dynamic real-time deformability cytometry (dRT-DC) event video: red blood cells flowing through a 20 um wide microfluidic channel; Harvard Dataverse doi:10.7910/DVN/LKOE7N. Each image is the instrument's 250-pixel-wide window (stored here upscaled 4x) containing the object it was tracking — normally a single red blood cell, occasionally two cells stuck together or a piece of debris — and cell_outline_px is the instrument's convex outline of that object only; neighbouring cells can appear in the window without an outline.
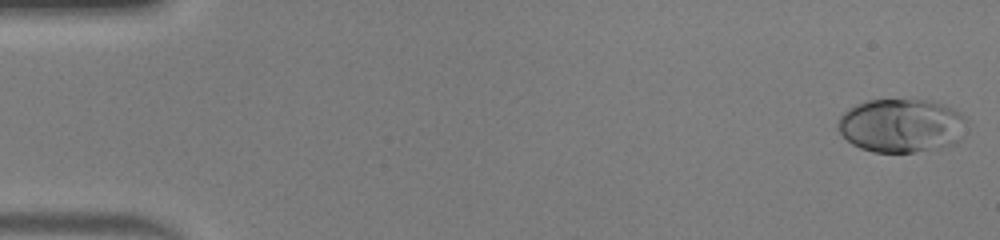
{"species": "human", "species_latin": "Homo sapiens", "temperature_condition": "warm", "stored_images_in_passage": 50, "camera_frame_rate_fps": 3000, "um_per_image_px": 0.085, "donor": {"sex": "male"}, "frame": {"image": 1, "passage_image": 1, "time_ms": 0.0, "image_size_px": [1000, 240], "cell_outline_px": [[968, 120], [960, 140], [956, 144], [944, 148], [912, 152], [872, 152], [860, 148], [852, 144], [840, 132], [836, 124], [840, 116], [848, 108], [856, 104], [868, 100], [932, 100], [956, 108], [968, 116]], "centroid_in_image_um": [76.69, 10.67], "position_along_channel_um": 8.3, "area_um2": 41.1}}
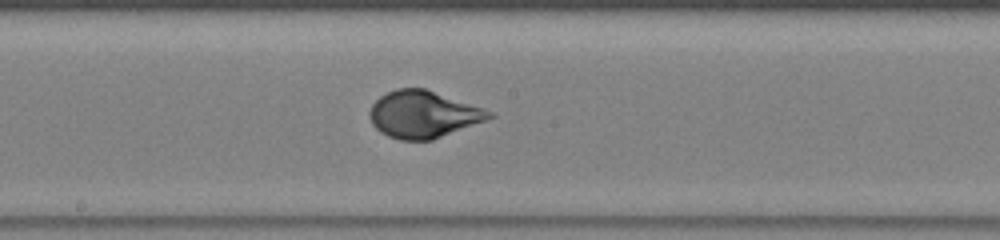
{"frame": {"image": 2, "passage_image": 27, "time_ms": 8.667, "image_size_px": [1000, 240], "cell_outline_px": [[496, 116], [432, 140], [400, 140], [388, 136], [380, 132], [372, 124], [368, 116], [368, 112], [372, 104], [380, 96], [396, 88], [424, 88], [492, 112]], "centroid_in_image_um": [35.91, 9.73], "position_along_channel_um": 212.3, "area_um2": 32.37}}
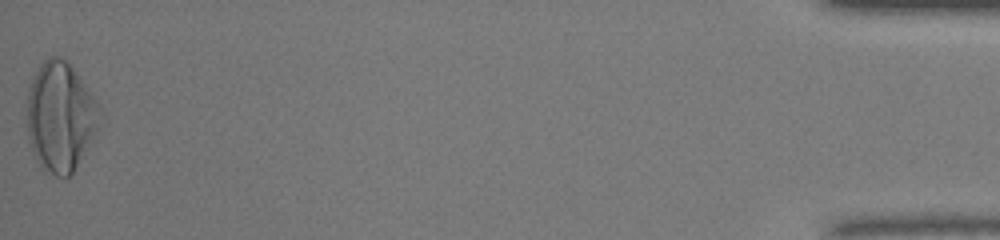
{"frame": {"image": 3, "passage_image": 50, "time_ms": 16.333, "image_size_px": [1000, 240], "cell_outline_px": [[100, 112], [96, 132], [72, 172], [68, 176], [56, 176], [40, 164], [36, 160], [28, 140], [28, 92], [32, 80], [40, 64], [48, 56], [60, 56], [68, 60], [100, 108]], "centroid_in_image_um": [5.11, 9.88], "position_along_channel_um": 430.1, "area_um2": 45.43}, "authors_computed_cell_mechanics": {"area_um2": 34.1887, "velocity_mm_per_s": 4.1088, "shape_relaxation_time_tau1_ms": 4.6346, "shape_relaxation_time_tau2_ms": null, "deformation_change_tau1": 0.2546, "deformation_change_tau2": null}}